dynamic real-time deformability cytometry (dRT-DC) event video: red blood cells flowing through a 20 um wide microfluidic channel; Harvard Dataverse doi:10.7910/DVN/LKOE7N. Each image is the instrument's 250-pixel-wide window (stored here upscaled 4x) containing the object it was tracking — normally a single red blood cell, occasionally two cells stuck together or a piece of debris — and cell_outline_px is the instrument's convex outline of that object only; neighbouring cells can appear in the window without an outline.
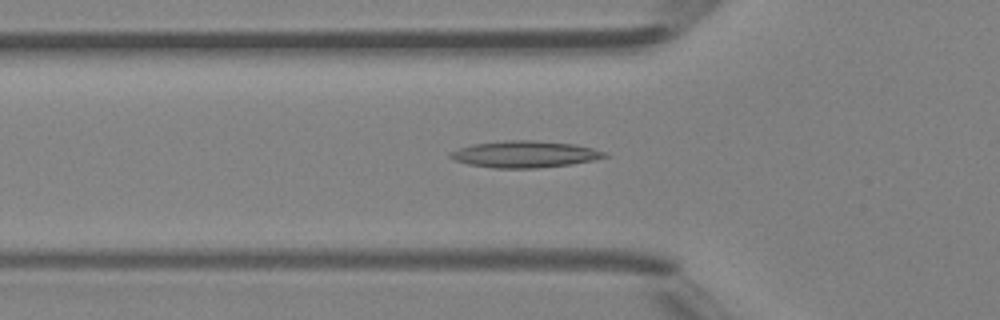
{"species": "Egyptian fruit bat (a non-hibernating species)", "species_latin": "Rousettus aegyptiacus", "temperature_condition": "room temperature", "stored_images_in_passage": 45, "camera_frame_rate_fps": 3000, "um_per_image_px": 0.085, "animal": {"sex": "female"}, "frame": {"image": 1, "passage_image": 15, "time_ms": 4.667, "image_size_px": [1000, 320], "cell_outline_px": [[608, 156], [592, 160], [572, 164], [536, 168], [492, 168], [468, 164], [456, 160], [448, 156], [448, 152], [472, 144], [504, 140], [532, 140], [576, 144], [592, 148], [604, 152]], "centroid_in_image_um": [44.57, 13.1], "position_along_channel_um": 81.2, "area_um2": 23.93}}
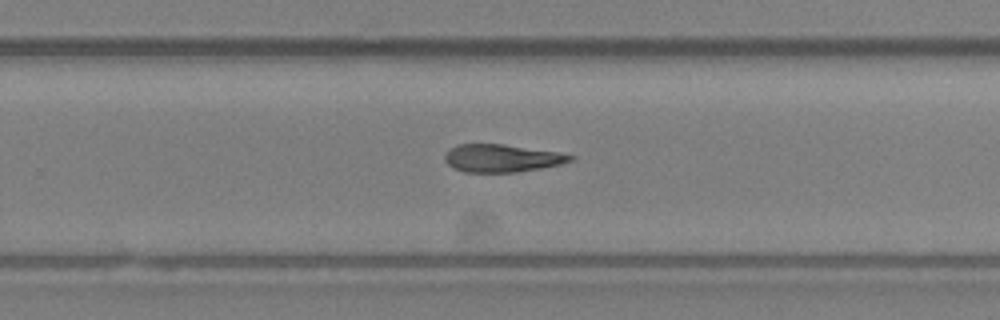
{"frame": {"image": 2, "passage_image": 29, "time_ms": 9.333, "image_size_px": [1000, 320], "cell_outline_px": [[576, 160], [560, 164], [540, 168], [516, 172], [464, 172], [452, 168], [444, 160], [444, 156], [456, 144], [504, 144], [556, 152], [576, 156]], "centroid_in_image_um": [42.66, 13.45], "position_along_channel_um": 287.1, "area_um2": 20.23}}
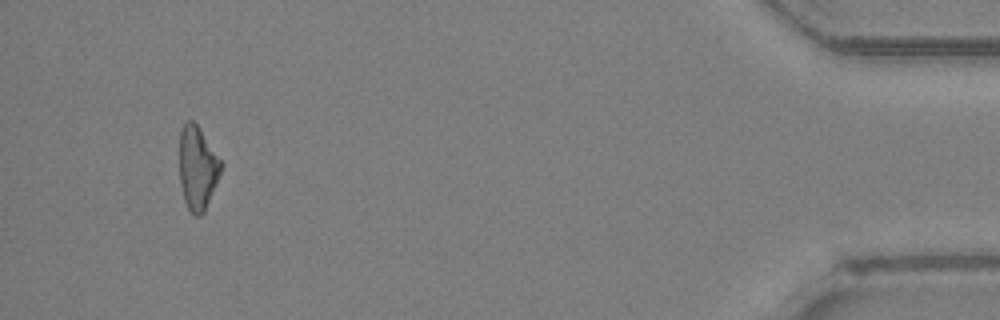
{"frame": {"image": 3, "passage_image": 43, "time_ms": 14.0, "image_size_px": [1000, 320], "cell_outline_px": [[220, 172], [204, 212], [200, 216], [196, 216], [188, 208], [184, 200], [180, 184], [180, 132], [184, 124], [188, 120], [192, 120], [200, 128], [220, 160]], "centroid_in_image_um": [16.76, 14.27], "position_along_channel_um": 418.4, "area_um2": 19.65}, "authors_computed_cell_mechanics": {"area_um2": 21.0392, "velocity_mm_per_s": 4.4242, "shape_relaxation_time_tau1_ms": null, "shape_relaxation_time_tau2_ms": 8.7536, "deformation_change_tau1": null, "deformation_change_tau2": 0.2324}}